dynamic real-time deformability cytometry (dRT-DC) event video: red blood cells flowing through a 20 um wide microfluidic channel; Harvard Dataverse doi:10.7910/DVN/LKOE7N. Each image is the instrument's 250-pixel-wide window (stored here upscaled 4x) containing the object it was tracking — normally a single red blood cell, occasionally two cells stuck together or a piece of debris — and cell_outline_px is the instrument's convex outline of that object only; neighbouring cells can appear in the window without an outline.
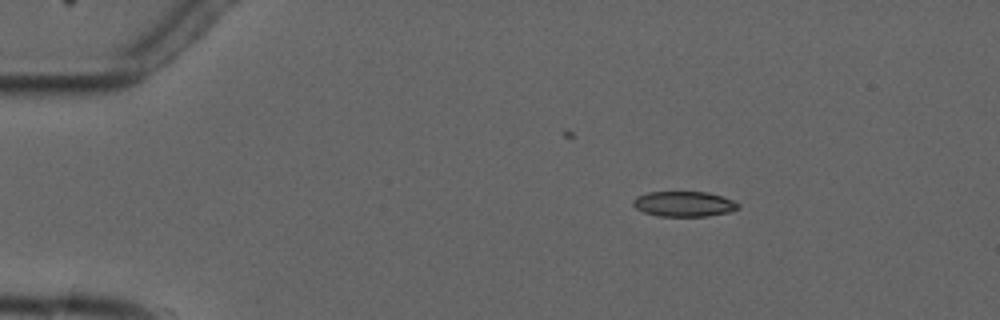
{"species": "common noctule bat (a hibernating species)", "species_latin": "Nyctalus noctula", "temperature_condition": "cold", "stored_images_in_passage": 3, "camera_frame_rate_fps": 3000, "um_per_image_px": 0.085, "animal": {"sex": "male", "forearm_length_mm": 52.5}, "frame": {"image": 1, "passage_image": 1, "time_ms": 0.0, "image_size_px": [1000, 320], "cell_outline_px": [[740, 208], [728, 212], [708, 216], [660, 216], [644, 212], [636, 208], [632, 204], [632, 200], [636, 196], [648, 192], [708, 192], [732, 200], [740, 204]], "centroid_in_image_um": [58.12, 17.33], "position_along_channel_um": 26.9, "area_um2": 15.43}}